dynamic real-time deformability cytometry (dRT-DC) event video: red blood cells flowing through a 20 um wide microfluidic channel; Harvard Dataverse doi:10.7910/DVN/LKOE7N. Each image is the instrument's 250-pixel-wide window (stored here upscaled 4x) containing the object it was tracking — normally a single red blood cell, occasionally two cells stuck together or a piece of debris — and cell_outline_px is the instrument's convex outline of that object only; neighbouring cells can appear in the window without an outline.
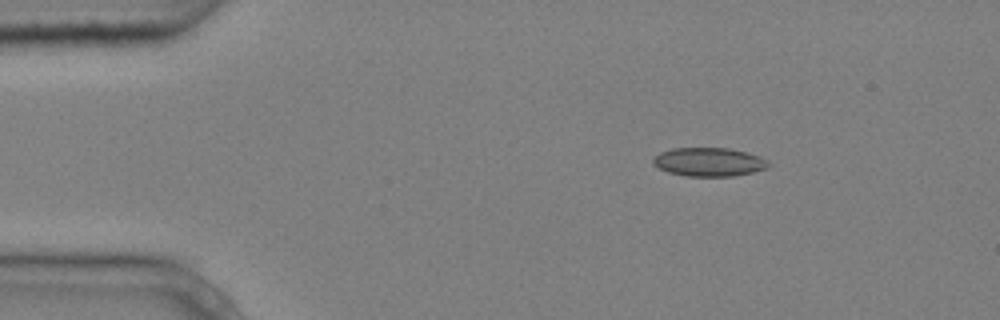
{"species": "common noctule bat (a hibernating species)", "species_latin": "Nyctalus noctula", "temperature_condition": "cold", "stored_images_in_passage": 4, "camera_frame_rate_fps": 3000, "um_per_image_px": 0.085, "animal": {"sex": "male", "body_mass_g": 20.4}, "frame": {"image": 1, "passage_image": 2, "time_ms": 0.333, "image_size_px": [1000, 320], "cell_outline_px": [[772, 164], [768, 168], [752, 172], [732, 176], [688, 176], [668, 172], [652, 164], [652, 160], [660, 152], [672, 148], [728, 148], [748, 152], [760, 156]], "centroid_in_image_um": [60.29, 13.76], "position_along_channel_um": 24.7, "area_um2": 19.31}}
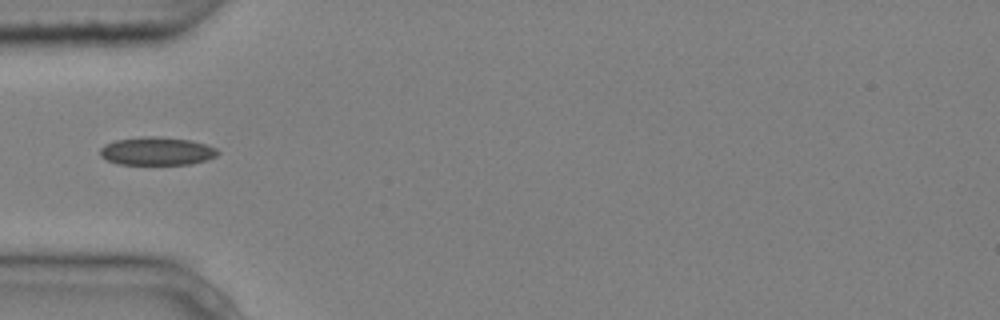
{"frame": {"image": 2, "passage_image": 4, "time_ms": 1.0, "image_size_px": [1000, 320], "cell_outline_px": [[220, 152], [216, 156], [192, 164], [116, 164], [100, 156], [100, 148], [104, 144], [116, 140], [140, 136], [156, 136], [192, 140], [216, 148]], "centroid_in_image_um": [13.31, 12.84], "position_along_channel_um": 71.7, "area_um2": 19.36}}